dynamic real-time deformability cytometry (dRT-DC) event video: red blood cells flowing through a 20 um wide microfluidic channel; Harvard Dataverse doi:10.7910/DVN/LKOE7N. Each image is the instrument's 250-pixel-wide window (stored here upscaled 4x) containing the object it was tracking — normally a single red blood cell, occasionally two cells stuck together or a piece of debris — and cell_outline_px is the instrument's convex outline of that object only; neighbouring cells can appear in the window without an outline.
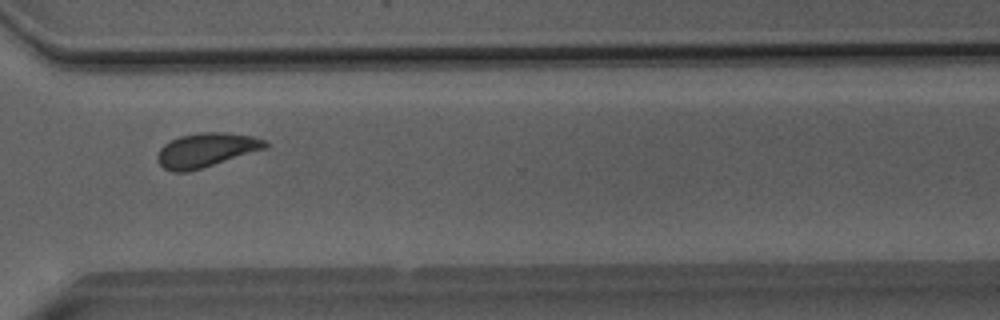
{"species": "Egyptian fruit bat (a non-hibernating species)", "species_latin": "Rousettus aegyptiacus", "temperature_condition": "room temperature", "stored_images_in_passage": 44, "camera_frame_rate_fps": 3000, "um_per_image_px": 0.085, "animal": {"sex": "male"}, "frame": {"image": 1, "passage_image": 31, "time_ms": 10.0, "image_size_px": [1000, 320], "cell_outline_px": [[268, 148], [188, 172], [172, 172], [164, 168], [156, 160], [156, 156], [160, 148], [164, 144], [180, 136], [200, 132], [228, 132], [252, 136], [264, 140], [268, 144]], "centroid_in_image_um": [17.51, 12.75], "position_along_channel_um": 353.1, "area_um2": 21.5}}
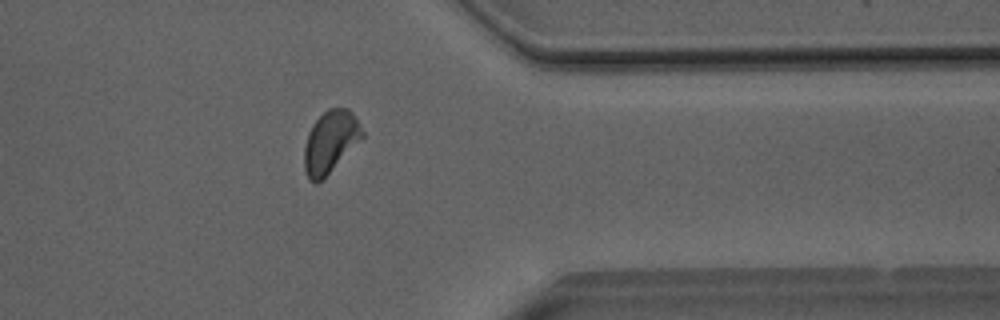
{"frame": {"image": 2, "passage_image": 34, "time_ms": 11.0, "image_size_px": [1000, 320], "cell_outline_px": [[364, 136], [324, 180], [316, 184], [308, 180], [304, 172], [304, 148], [308, 132], [312, 124], [328, 108], [348, 108], [356, 116], [364, 132]], "centroid_in_image_um": [28.07, 12.1], "position_along_channel_um": 383.3, "area_um2": 21.39}}
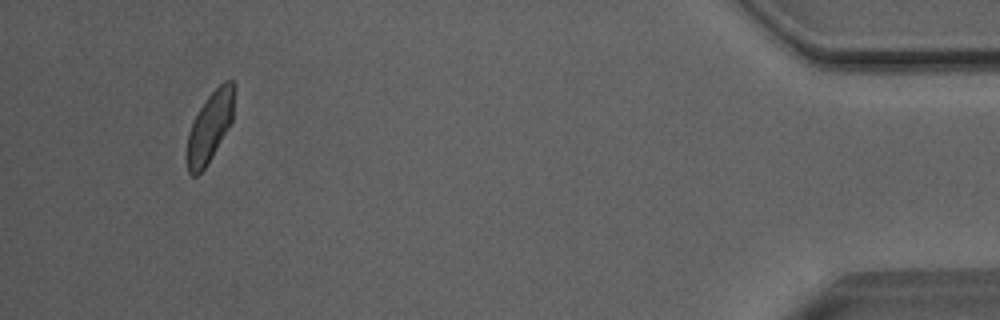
{"frame": {"image": 3, "passage_image": 41, "time_ms": 13.333, "image_size_px": [1000, 320], "cell_outline_px": [[236, 88], [232, 120], [228, 128], [204, 168], [196, 176], [192, 176], [188, 172], [184, 160], [184, 156], [188, 132], [200, 108], [208, 96], [224, 80], [232, 80], [236, 84]], "centroid_in_image_um": [17.82, 10.78], "position_along_channel_um": 417.4, "area_um2": 19.48}, "authors_computed_cell_mechanics": {"area_um2": 20.8658, "velocity_mm_per_s": 4.0398, "shape_relaxation_time_tau1_ms": 8.4175, "shape_relaxation_time_tau2_ms": 1.1998, "deformation_change_tau1": 0.1359, "deformation_change_tau2": 0.0468}}